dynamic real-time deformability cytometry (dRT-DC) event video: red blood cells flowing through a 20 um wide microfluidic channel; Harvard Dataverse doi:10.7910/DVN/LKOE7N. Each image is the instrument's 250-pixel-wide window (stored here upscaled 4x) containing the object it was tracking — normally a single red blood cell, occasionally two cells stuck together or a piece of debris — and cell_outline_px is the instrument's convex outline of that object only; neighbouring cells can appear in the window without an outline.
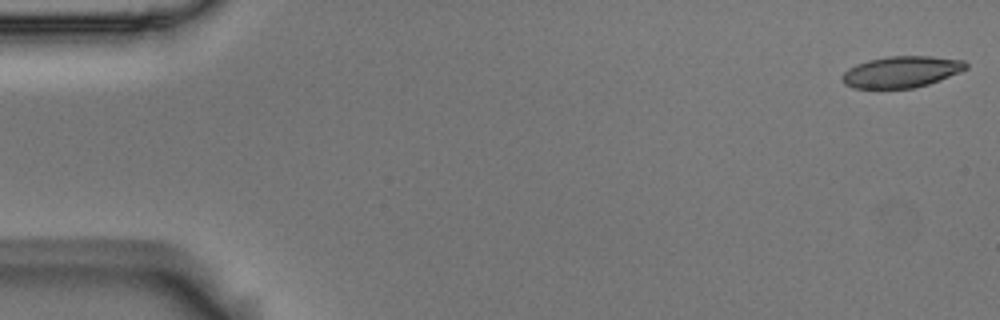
{"species": "Egyptian fruit bat (a non-hibernating species)", "species_latin": "Rousettus aegyptiacus", "temperature_condition": "room temperature", "stored_images_in_passage": 55, "camera_frame_rate_fps": 3000, "um_per_image_px": 0.085, "animal": {"sex": "male"}, "frame": {"image": 1, "passage_image": 1, "time_ms": 0.0, "image_size_px": [1000, 320], "cell_outline_px": [[968, 68], [960, 72], [940, 80], [928, 84], [912, 88], [852, 88], [844, 84], [840, 80], [840, 76], [848, 68], [856, 64], [868, 60], [888, 56], [932, 56], [964, 60], [968, 64]], "centroid_in_image_um": [76.6, 6.1], "position_along_channel_um": 8.4, "area_um2": 22.83}}
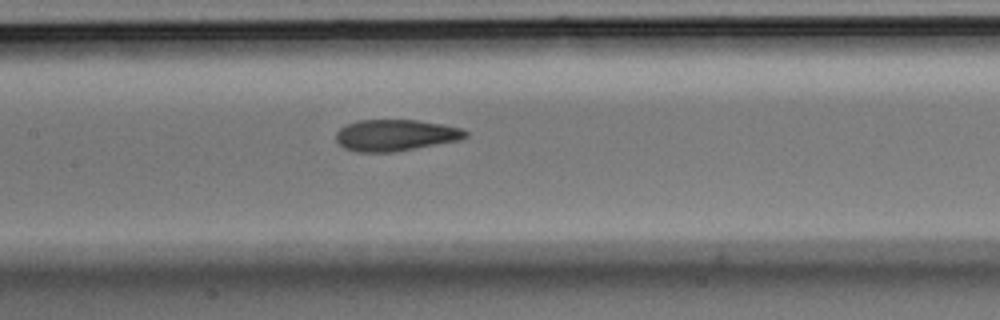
{"frame": {"image": 2, "passage_image": 26, "time_ms": 8.333, "image_size_px": [1000, 320], "cell_outline_px": [[468, 136], [460, 140], [392, 152], [356, 152], [344, 148], [336, 140], [336, 132], [340, 128], [356, 120], [416, 120], [464, 128], [468, 132]], "centroid_in_image_um": [33.62, 11.49], "position_along_channel_um": 173.8, "area_um2": 23.7}}
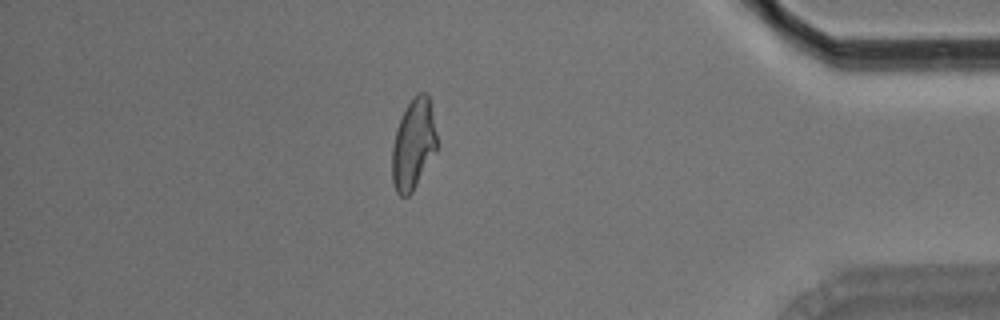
{"frame": {"image": 3, "passage_image": 48, "time_ms": 15.667, "image_size_px": [1000, 320], "cell_outline_px": [[440, 144], [412, 192], [408, 196], [400, 196], [396, 192], [392, 180], [392, 148], [396, 132], [400, 120], [408, 104], [416, 92], [424, 92], [428, 96], [432, 108]], "centroid_in_image_um": [35.17, 12.26], "position_along_channel_um": 400.0, "area_um2": 23.81}, "authors_computed_cell_mechanics": {"area_um2": 23.9292, "velocity_mm_per_s": 3.5914, "shape_relaxation_time_tau1_ms": 8.0254, "shape_relaxation_time_tau2_ms": 1.7631, "deformation_change_tau1": 0.2104, "deformation_change_tau2": 0.0742}}